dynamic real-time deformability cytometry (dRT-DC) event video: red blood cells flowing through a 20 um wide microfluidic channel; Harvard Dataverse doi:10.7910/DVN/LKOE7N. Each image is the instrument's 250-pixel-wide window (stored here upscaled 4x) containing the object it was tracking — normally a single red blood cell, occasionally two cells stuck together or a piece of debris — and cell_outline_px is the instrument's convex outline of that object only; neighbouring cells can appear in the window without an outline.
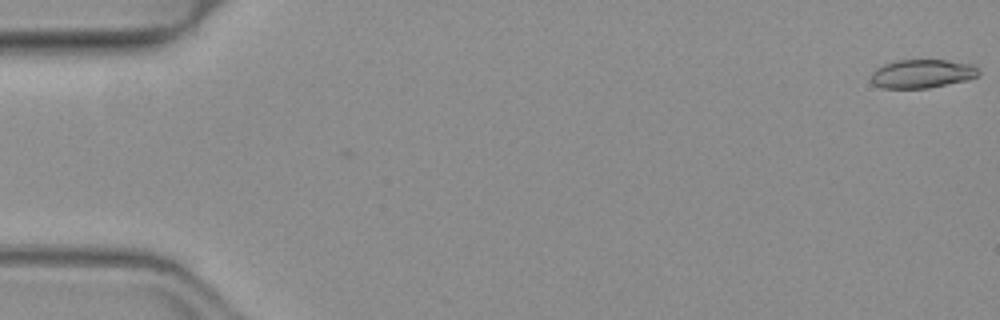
{"species": "common noctule bat (a hibernating species)", "species_latin": "Nyctalus noctula", "temperature_condition": "warm", "stored_images_in_passage": 52, "camera_frame_rate_fps": 3000, "um_per_image_px": 0.085, "animal": {"sex": "female", "body_mass_g": 19.3, "forearm_length_mm": 54.1}, "frame": {"image": 1, "passage_image": 1, "time_ms": 0.0, "image_size_px": [1000, 320], "cell_outline_px": [[980, 72], [976, 76], [968, 80], [928, 88], [880, 88], [872, 84], [872, 72], [876, 68], [884, 64], [896, 60], [944, 60], [972, 64]], "centroid_in_image_um": [78.35, 6.27], "position_along_channel_um": 6.6, "area_um2": 17.92}}
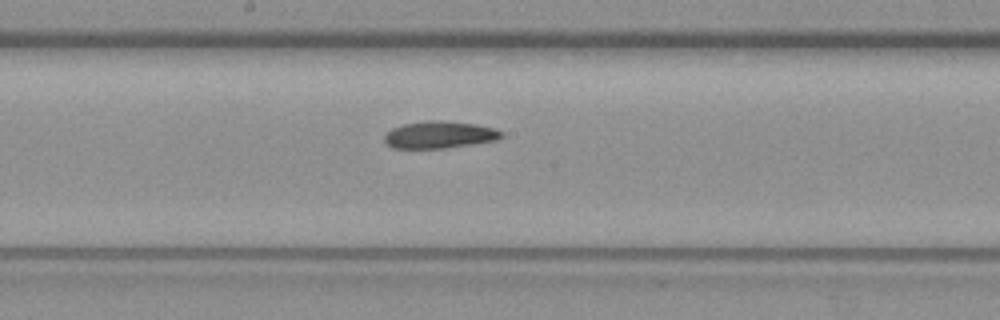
{"frame": {"image": 2, "passage_image": 28, "time_ms": 9.0, "image_size_px": [1000, 320], "cell_outline_px": [[504, 136], [496, 140], [444, 148], [392, 148], [384, 140], [384, 136], [392, 128], [404, 124], [424, 120], [440, 120], [476, 124], [496, 128], [504, 132]], "centroid_in_image_um": [37.38, 11.44], "position_along_channel_um": 210.8, "area_um2": 18.5}}
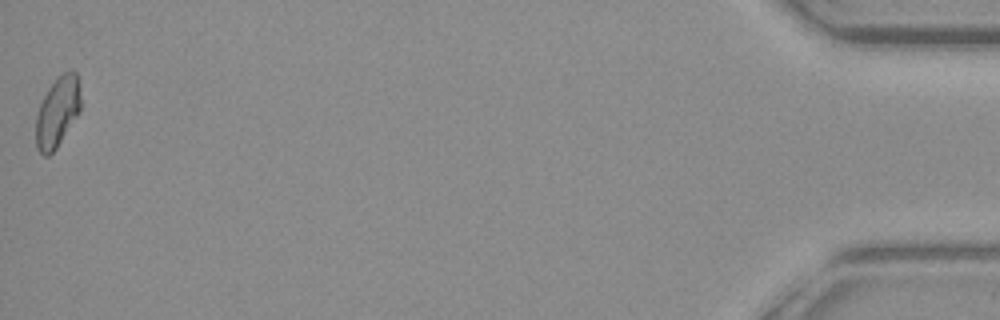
{"frame": {"image": 3, "passage_image": 52, "time_ms": 17.0, "image_size_px": [1000, 320], "cell_outline_px": [[80, 112], [56, 148], [48, 156], [44, 156], [36, 148], [36, 112], [48, 88], [64, 72], [72, 68], [76, 72], [80, 84]], "centroid_in_image_um": [4.89, 9.5], "position_along_channel_um": 430.3, "area_um2": 18.38}, "authors_computed_cell_mechanics": {"area_um2": 18.5249, "velocity_mm_per_s": 4.0159, "shape_relaxation_time_tau1_ms": null, "shape_relaxation_time_tau2_ms": 10.8279, "deformation_change_tau1": null, "deformation_change_tau2": 0.2285}}